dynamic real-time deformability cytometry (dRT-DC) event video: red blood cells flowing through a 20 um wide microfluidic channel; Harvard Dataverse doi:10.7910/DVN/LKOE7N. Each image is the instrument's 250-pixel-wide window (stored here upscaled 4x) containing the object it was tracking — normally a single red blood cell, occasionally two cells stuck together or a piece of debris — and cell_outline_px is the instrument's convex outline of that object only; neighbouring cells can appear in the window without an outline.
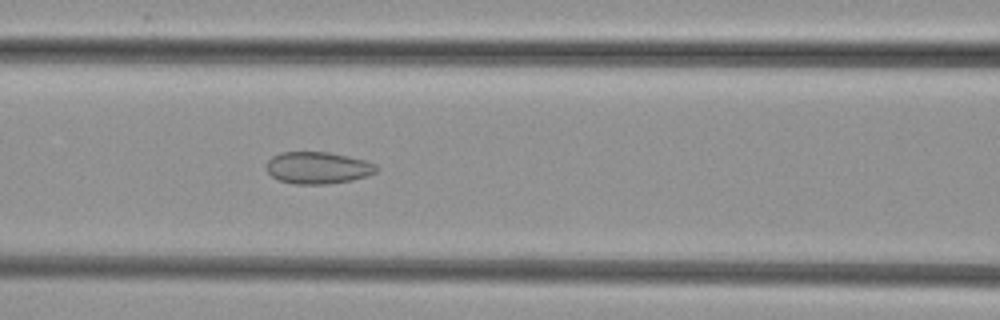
{"species": "common noctule bat (a hibernating species)", "species_latin": "Nyctalus noctula", "temperature_condition": "cold", "stored_images_in_passage": 50, "camera_frame_rate_fps": 3000, "um_per_image_px": 0.085, "animal": {"sex": "female", "body_mass_g": 29.2, "forearm_length_mm": 56.3}, "frame": {"image": 1, "passage_image": 21, "time_ms": 6.667, "image_size_px": [1000, 320], "cell_outline_px": [[376, 172], [368, 176], [352, 180], [328, 184], [292, 184], [280, 180], [272, 176], [268, 172], [268, 160], [272, 156], [280, 152], [328, 152], [348, 156], [364, 160], [376, 164]], "centroid_in_image_um": [27.02, 14.26], "position_along_channel_um": 139.6, "area_um2": 20.4}}
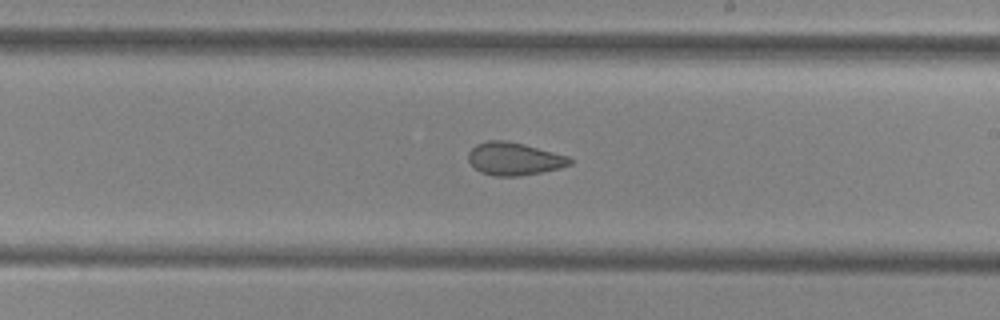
{"frame": {"image": 2, "passage_image": 29, "time_ms": 9.333, "image_size_px": [1000, 320], "cell_outline_px": [[572, 164], [560, 168], [520, 176], [492, 176], [480, 172], [468, 160], [468, 152], [476, 144], [488, 140], [504, 140], [524, 144], [568, 156], [572, 160]], "centroid_in_image_um": [43.69, 13.5], "position_along_channel_um": 245.3, "area_um2": 19.36}}
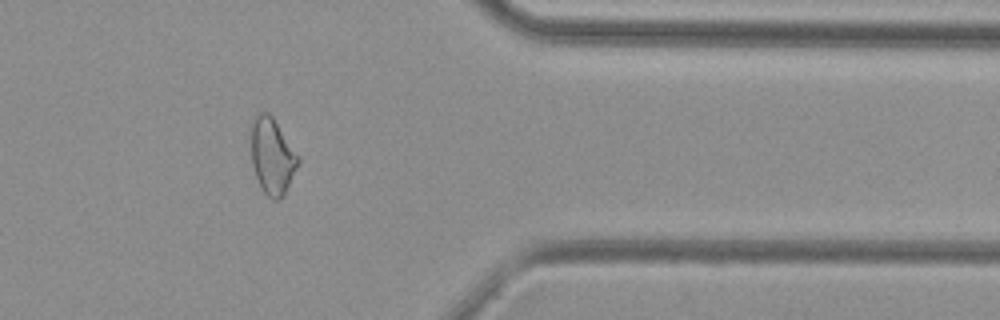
{"frame": {"image": 3, "passage_image": 41, "time_ms": 13.333, "image_size_px": [1000, 320], "cell_outline_px": [[300, 160], [284, 196], [280, 200], [272, 200], [260, 188], [252, 164], [248, 128], [252, 120], [260, 112], [268, 112], [272, 116], [300, 156]], "centroid_in_image_um": [23.1, 13.25], "position_along_channel_um": 388.3, "area_um2": 21.5}}